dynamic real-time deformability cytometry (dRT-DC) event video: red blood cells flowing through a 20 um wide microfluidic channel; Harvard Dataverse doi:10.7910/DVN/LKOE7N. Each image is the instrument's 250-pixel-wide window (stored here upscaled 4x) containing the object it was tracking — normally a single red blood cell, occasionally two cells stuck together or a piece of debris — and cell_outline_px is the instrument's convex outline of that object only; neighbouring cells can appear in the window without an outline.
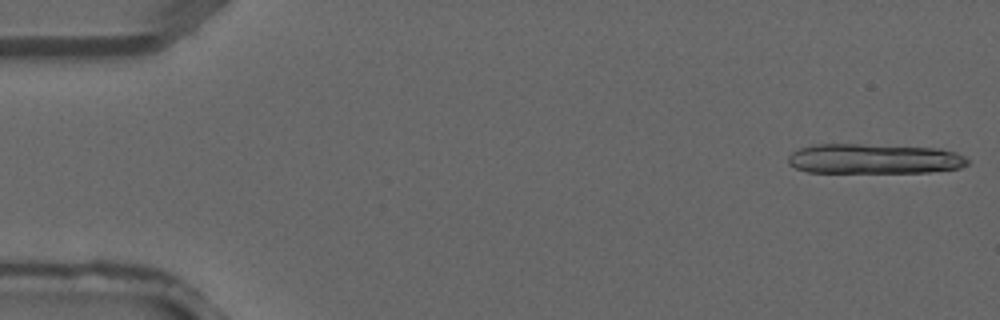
{"species": "common noctule bat (a hibernating species)", "species_latin": "Nyctalus noctula", "temperature_condition": "warm", "stored_images_in_passage": 5, "camera_frame_rate_fps": 3000, "um_per_image_px": 0.085, "animal": {"sex": "male", "forearm_length_mm": 52.5}, "frame": {"image": 1, "passage_image": 1, "time_ms": 0.0, "image_size_px": [1000, 320], "cell_outline_px": [[968, 164], [960, 168], [928, 172], [808, 172], [796, 168], [788, 164], [788, 156], [792, 152], [800, 148], [816, 144], [860, 144], [940, 148], [956, 152], [964, 156], [968, 160]], "centroid_in_image_um": [74.3, 13.49], "position_along_channel_um": 10.7, "area_um2": 31.39}}
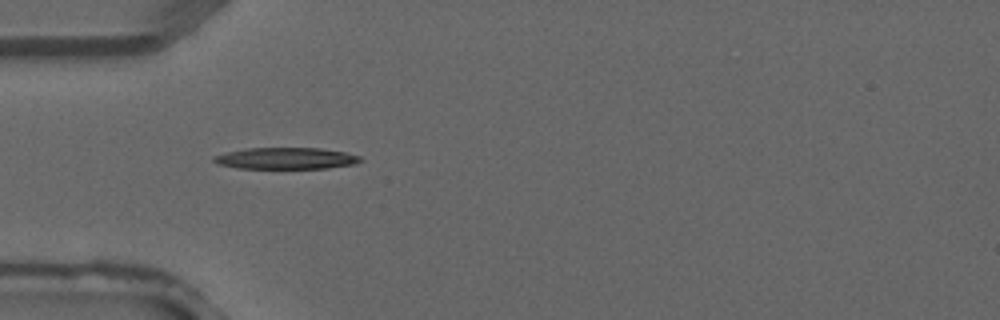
{"frame": {"image": 2, "passage_image": 4, "time_ms": 1.0, "image_size_px": [1000, 320], "cell_outline_px": [[364, 160], [356, 164], [328, 168], [236, 168], [216, 164], [212, 160], [212, 156], [228, 152], [248, 148], [320, 148], [344, 152], [360, 156]], "centroid_in_image_um": [24.31, 13.46], "position_along_channel_um": 60.7, "area_um2": 18.44}}
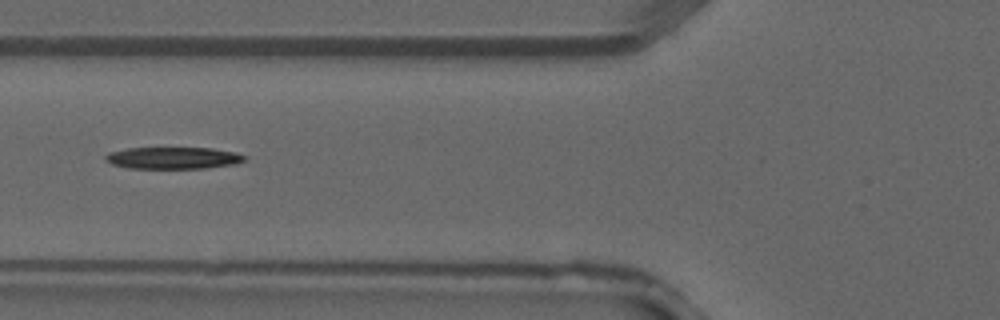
{"frame": {"image": 3, "passage_image": 5, "time_ms": 1.333, "image_size_px": [1000, 320], "cell_outline_px": [[248, 156], [244, 160], [236, 164], [204, 168], [128, 168], [112, 164], [104, 160], [104, 156], [108, 152], [128, 148], [212, 148], [236, 152]], "centroid_in_image_um": [14.72, 13.42], "position_along_channel_um": 111.1, "area_um2": 17.8}}